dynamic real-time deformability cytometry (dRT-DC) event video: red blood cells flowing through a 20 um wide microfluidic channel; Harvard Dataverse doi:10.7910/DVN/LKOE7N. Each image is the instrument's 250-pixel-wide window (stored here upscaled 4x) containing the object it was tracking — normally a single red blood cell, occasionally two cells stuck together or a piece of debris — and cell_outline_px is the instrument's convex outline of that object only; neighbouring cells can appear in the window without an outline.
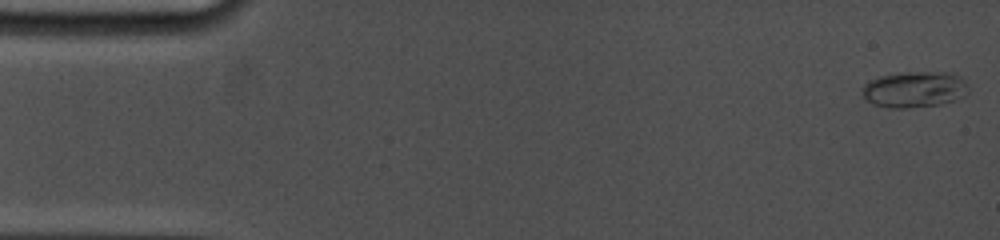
{"species": "common noctule bat (a hibernating species)", "species_latin": "Nyctalus noctula", "temperature_condition": "cold", "stored_images_in_passage": 20, "camera_frame_rate_fps": 5000, "um_per_image_px": 0.085, "animal": {"sex": "female", "body_mass_g": 19.0, "forearm_length_mm": 53.3}, "frame": {"image": 1, "passage_image": 1, "time_ms": 0.0, "image_size_px": [1000, 240], "cell_outline_px": [[968, 92], [964, 96], [940, 104], [908, 108], [888, 108], [872, 104], [864, 96], [864, 84], [868, 80], [880, 76], [904, 72], [952, 72], [960, 76], [964, 80], [968, 88]], "centroid_in_image_um": [77.74, 7.59], "position_along_channel_um": 7.3, "area_um2": 22.31}}
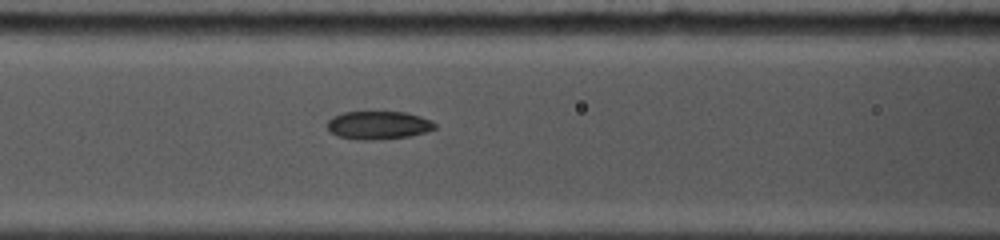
{"frame": {"image": 2, "passage_image": 14, "time_ms": 6.8, "image_size_px": [1000, 240], "cell_outline_px": [[436, 128], [428, 132], [412, 136], [372, 140], [356, 140], [336, 136], [328, 132], [328, 120], [332, 116], [344, 112], [404, 112], [420, 116], [432, 120], [436, 124]], "centroid_in_image_um": [32.16, 10.65], "position_along_channel_um": 134.4, "area_um2": 17.98}}
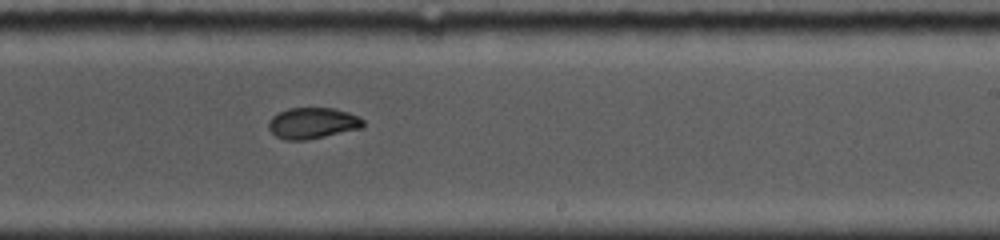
{"frame": {"image": 3, "passage_image": 20, "time_ms": 10.2, "image_size_px": [1000, 240], "cell_outline_px": [[364, 128], [304, 140], [284, 140], [276, 136], [268, 128], [268, 120], [276, 112], [288, 108], [332, 108], [348, 112], [360, 116], [364, 120]], "centroid_in_image_um": [26.56, 10.46], "position_along_channel_um": 262.4, "area_um2": 17.34}}